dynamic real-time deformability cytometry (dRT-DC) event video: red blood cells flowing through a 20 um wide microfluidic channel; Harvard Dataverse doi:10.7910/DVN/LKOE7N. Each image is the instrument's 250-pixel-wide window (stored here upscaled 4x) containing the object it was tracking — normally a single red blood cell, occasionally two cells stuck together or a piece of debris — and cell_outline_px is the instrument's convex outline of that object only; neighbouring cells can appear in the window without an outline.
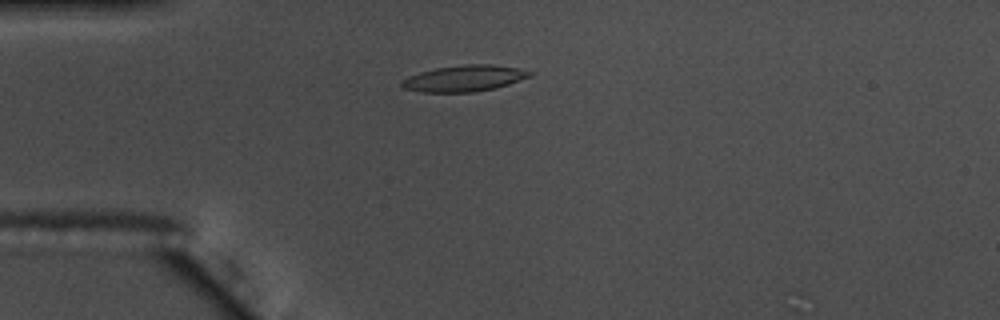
{"species": "common noctule bat (a hibernating species)", "species_latin": "Nyctalus noctula", "temperature_condition": "warm", "stored_images_in_passage": 50, "camera_frame_rate_fps": 3000, "um_per_image_px": 0.085, "animal": {"sex": "male", "body_mass_g": 17.5, "forearm_length_mm": 52.3}, "frame": {"image": 1, "passage_image": 9, "time_ms": 2.667, "image_size_px": [1000, 320], "cell_outline_px": [[536, 72], [532, 76], [496, 88], [472, 92], [420, 92], [404, 88], [400, 84], [400, 80], [420, 72], [436, 68], [464, 64], [492, 64], [516, 68]], "centroid_in_image_um": [39.47, 6.66], "position_along_channel_um": 45.5, "area_um2": 19.59}}
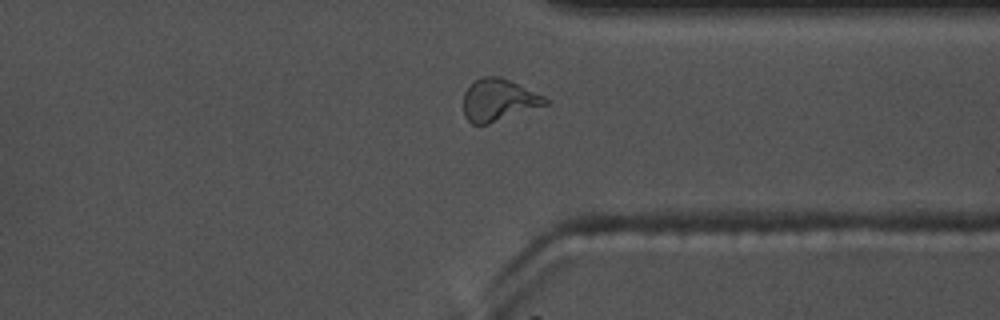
{"frame": {"image": 2, "passage_image": 37, "time_ms": 12.0, "image_size_px": [1000, 320], "cell_outline_px": [[548, 104], [488, 124], [472, 124], [464, 116], [464, 92], [480, 76], [500, 76], [544, 96], [548, 100]], "centroid_in_image_um": [42.36, 8.5], "position_along_channel_um": 369.0, "area_um2": 19.83}}
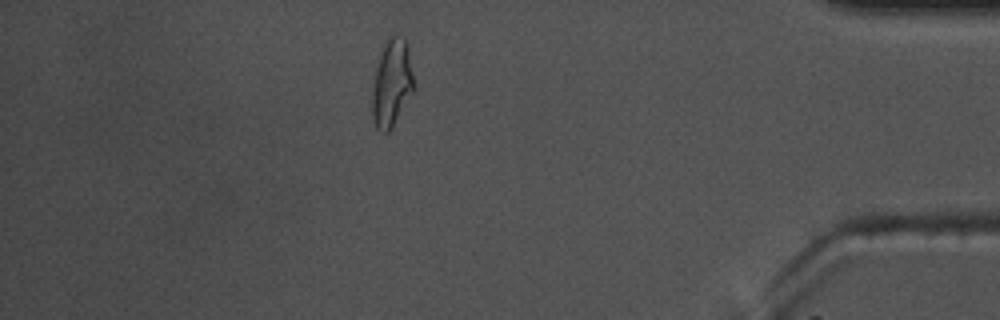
{"frame": {"image": 3, "passage_image": 43, "time_ms": 14.0, "image_size_px": [1000, 320], "cell_outline_px": [[416, 92], [392, 128], [388, 132], [380, 132], [376, 128], [372, 116], [372, 92], [376, 68], [384, 40], [388, 36], [404, 36], [408, 44]], "centroid_in_image_um": [33.34, 7.07], "position_along_channel_um": 401.9, "area_um2": 21.96}, "authors_computed_cell_mechanics": {"area_um2": 19.2474, "velocity_mm_per_s": 3.6739, "shape_relaxation_time_tau1_ms": 8.2844, "shape_relaxation_time_tau2_ms": 2.2279, "deformation_change_tau1": 0.2526, "deformation_change_tau2": 0.1096}}